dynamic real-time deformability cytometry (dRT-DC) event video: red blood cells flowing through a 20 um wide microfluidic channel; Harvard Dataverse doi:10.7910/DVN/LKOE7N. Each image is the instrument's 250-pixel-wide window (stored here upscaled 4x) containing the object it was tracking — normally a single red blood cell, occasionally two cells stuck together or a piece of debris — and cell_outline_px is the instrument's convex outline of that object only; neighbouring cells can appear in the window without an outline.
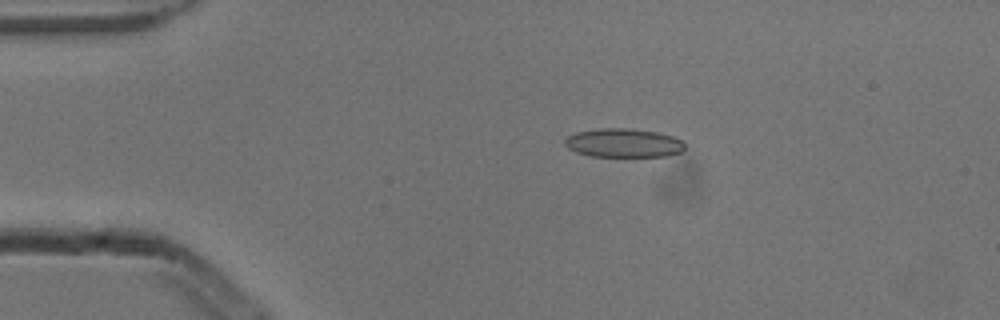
{"species": "common noctule bat (a hibernating species)", "species_latin": "Nyctalus noctula", "temperature_condition": "cold", "stored_images_in_passage": 5, "camera_frame_rate_fps": 3000, "um_per_image_px": 0.085, "animal": {"sex": "male", "body_mass_g": 13.3}, "frame": {"image": 1, "passage_image": 2, "time_ms": 0.333, "image_size_px": [1000, 320], "cell_outline_px": [[684, 148], [680, 152], [668, 156], [592, 156], [576, 152], [568, 148], [564, 144], [564, 140], [568, 136], [576, 132], [600, 128], [624, 128], [656, 132], [672, 136], [684, 140]], "centroid_in_image_um": [52.99, 12.15], "position_along_channel_um": 32.0, "area_um2": 20.06}}
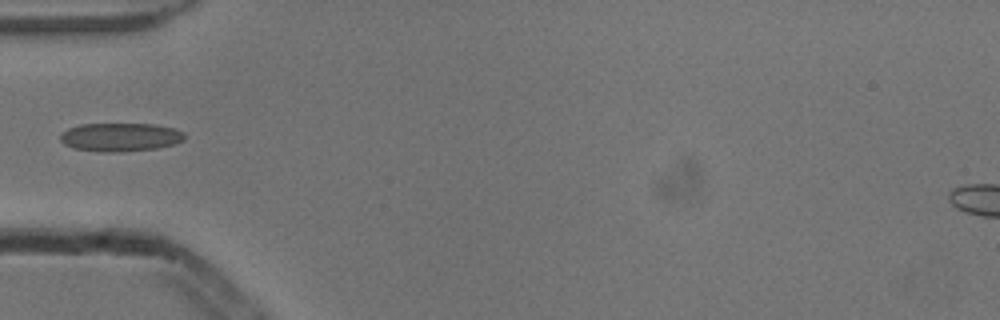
{"frame": {"image": 2, "passage_image": 4, "time_ms": 1.0, "image_size_px": [1000, 320], "cell_outline_px": [[184, 140], [176, 144], [156, 148], [120, 152], [100, 152], [72, 148], [64, 144], [60, 140], [60, 132], [68, 128], [80, 124], [152, 124], [172, 128], [184, 132]], "centroid_in_image_um": [10.19, 11.66], "position_along_channel_um": 74.8, "area_um2": 20.75}}
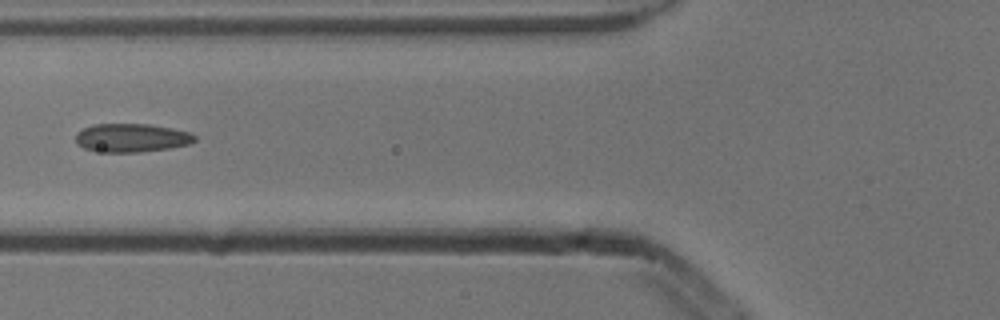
{"frame": {"image": 3, "passage_image": 5, "time_ms": 1.333, "image_size_px": [1000, 320], "cell_outline_px": [[196, 140], [188, 144], [168, 148], [140, 152], [104, 152], [84, 148], [76, 144], [76, 136], [84, 128], [96, 124], [148, 124], [172, 128], [192, 132], [196, 136]], "centroid_in_image_um": [11.22, 11.71], "position_along_channel_um": 114.6, "area_um2": 19.65}}